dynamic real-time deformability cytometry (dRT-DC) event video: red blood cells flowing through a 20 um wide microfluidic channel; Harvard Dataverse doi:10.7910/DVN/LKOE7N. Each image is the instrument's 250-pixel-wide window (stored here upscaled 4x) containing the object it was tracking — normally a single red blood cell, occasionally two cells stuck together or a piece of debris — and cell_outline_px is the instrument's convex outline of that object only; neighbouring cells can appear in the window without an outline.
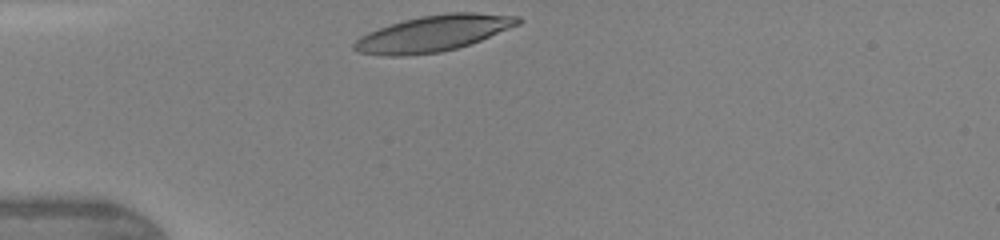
{"species": "human", "species_latin": "Homo sapiens", "temperature_condition": "warm", "stored_images_in_passage": 27, "camera_frame_rate_fps": 3000, "um_per_image_px": 0.085, "donor": {"sex": "female"}, "frame": {"image": 1, "passage_image": 1, "time_ms": 0.0, "image_size_px": [1000, 240], "cell_outline_px": [[524, 20], [520, 24], [480, 40], [456, 48], [440, 52], [404, 56], [388, 56], [356, 52], [352, 48], [352, 44], [360, 36], [368, 32], [404, 20], [420, 16], [448, 12], [476, 12], [520, 16]], "centroid_in_image_um": [36.84, 2.83], "position_along_channel_um": 48.2, "area_um2": 34.39}, "authors_computed_cell_mechanics": {"area_um2": 33.4662, "velocity_mm_per_s": 4.3612, "shape_relaxation_time_tau1_ms": 3.0423, "shape_relaxation_time_tau2_ms": 1.1637, "deformation_change_tau1": 0.1682, "deformation_change_tau2": 0.0751}}